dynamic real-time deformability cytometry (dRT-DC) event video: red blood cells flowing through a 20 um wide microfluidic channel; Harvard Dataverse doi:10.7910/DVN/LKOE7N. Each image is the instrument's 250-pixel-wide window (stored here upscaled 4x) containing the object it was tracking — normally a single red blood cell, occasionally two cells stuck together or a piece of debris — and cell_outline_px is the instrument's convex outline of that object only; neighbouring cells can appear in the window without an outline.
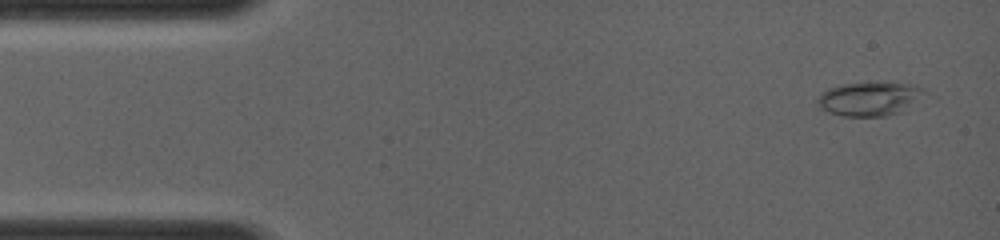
{"species": "common noctule bat (a hibernating species)", "species_latin": "Nyctalus noctula", "temperature_condition": "room temperature", "stored_images_in_passage": 51, "camera_frame_rate_fps": 4000, "um_per_image_px": 0.085, "animal": {"sex": "female", "body_mass_g": 19.0, "forearm_length_mm": 56.7}, "frame": {"image": 1, "passage_image": 2, "time_ms": 0.25, "image_size_px": [1000, 240], "cell_outline_px": [[928, 92], [904, 112], [888, 116], [844, 116], [828, 112], [820, 108], [816, 104], [816, 100], [828, 88], [844, 84], [888, 80], [908, 84], [920, 88]], "centroid_in_image_um": [73.95, 8.38], "position_along_channel_um": 11.1, "area_um2": 21.68}}
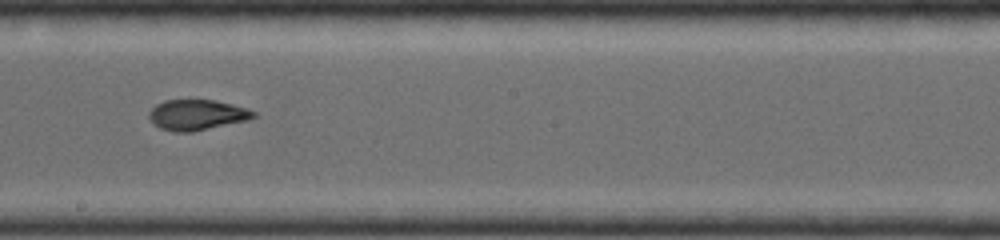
{"frame": {"image": 2, "passage_image": 29, "time_ms": 7.0, "image_size_px": [1000, 240], "cell_outline_px": [[256, 116], [248, 120], [192, 132], [176, 132], [160, 128], [148, 116], [148, 112], [156, 104], [164, 100], [216, 100], [248, 108], [256, 112]], "centroid_in_image_um": [16.76, 9.75], "position_along_channel_um": 231.4, "area_um2": 18.55}}
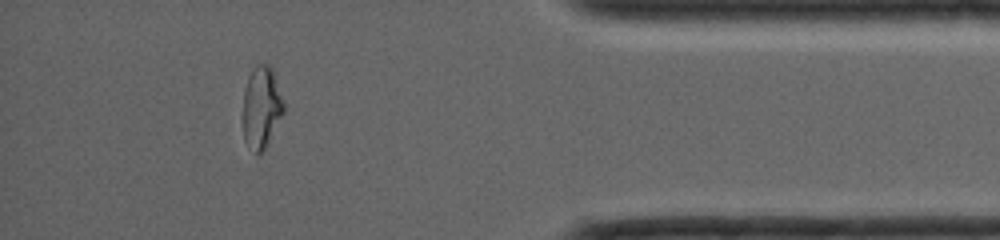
{"frame": {"image": 3, "passage_image": 46, "time_ms": 11.25, "image_size_px": [1000, 240], "cell_outline_px": [[284, 112], [264, 148], [256, 156], [244, 140], [244, 88], [248, 76], [252, 68], [256, 64], [268, 64], [272, 68], [284, 104]], "centroid_in_image_um": [22.21, 9.09], "position_along_channel_um": 413.0, "area_um2": 19.13}}